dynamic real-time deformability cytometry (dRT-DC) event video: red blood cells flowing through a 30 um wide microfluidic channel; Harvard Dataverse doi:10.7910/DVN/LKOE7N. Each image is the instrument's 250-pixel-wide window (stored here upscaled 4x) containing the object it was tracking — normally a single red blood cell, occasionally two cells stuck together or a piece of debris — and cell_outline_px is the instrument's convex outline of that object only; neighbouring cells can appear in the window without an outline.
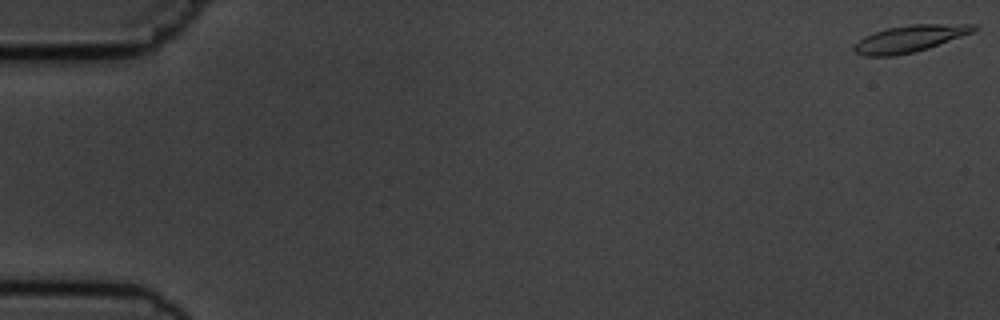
{"species": "common noctule bat (a hibernating species)", "species_latin": "Nyctalus noctula", "temperature_condition": "cold", "stored_images_in_passage": 4, "camera_frame_rate_fps": 3000, "um_per_image_px": 0.085, "animal": {"sex": "male", "body_mass_g": 19.5, "forearm_length_mm": 54.6}, "frame": {"image": 1, "passage_image": 1, "time_ms": 0.0, "image_size_px": [1000, 320], "cell_outline_px": [[980, 28], [972, 32], [928, 48], [916, 52], [892, 56], [864, 56], [856, 52], [852, 48], [864, 36], [888, 28], [912, 24], [980, 24]], "centroid_in_image_um": [77.36, 3.28], "position_along_channel_um": 7.6, "area_um2": 18.55}}